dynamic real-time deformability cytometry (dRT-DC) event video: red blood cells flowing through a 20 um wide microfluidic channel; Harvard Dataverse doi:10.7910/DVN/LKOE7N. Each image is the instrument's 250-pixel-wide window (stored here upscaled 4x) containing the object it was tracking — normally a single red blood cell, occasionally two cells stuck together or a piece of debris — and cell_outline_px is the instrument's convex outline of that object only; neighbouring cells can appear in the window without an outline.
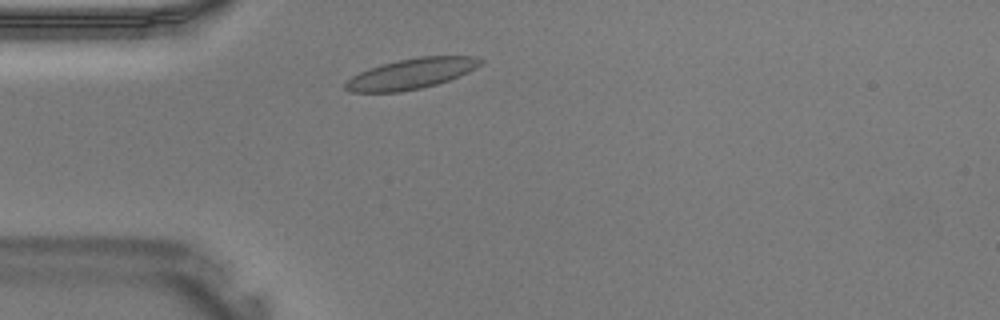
{"species": "Egyptian fruit bat (a non-hibernating species)", "species_latin": "Rousettus aegyptiacus", "temperature_condition": "warm", "stored_images_in_passage": 23, "camera_frame_rate_fps": 3000, "um_per_image_px": 0.085, "animal": {"sex": "male"}, "frame": {"image": 1, "passage_image": 4, "time_ms": 1.0, "image_size_px": [1000, 320], "cell_outline_px": [[484, 60], [476, 68], [468, 72], [448, 80], [436, 84], [420, 88], [400, 92], [348, 92], [344, 88], [344, 84], [352, 76], [368, 68], [380, 64], [420, 56], [476, 56]], "centroid_in_image_um": [34.94, 6.26], "position_along_channel_um": 50.1, "area_um2": 23.93}}
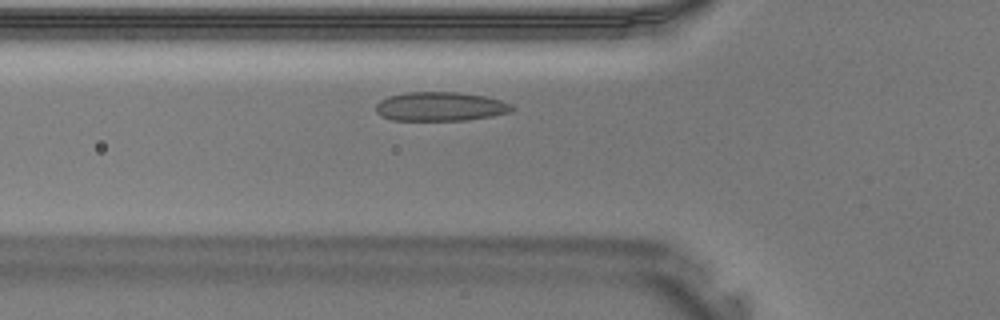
{"frame": {"image": 2, "passage_image": 7, "time_ms": 2.0, "image_size_px": [1000, 320], "cell_outline_px": [[516, 108], [512, 112], [492, 116], [464, 120], [392, 120], [376, 112], [376, 104], [380, 100], [388, 96], [404, 92], [456, 92], [484, 96], [500, 100], [512, 104]], "centroid_in_image_um": [37.45, 9.05], "position_along_channel_um": 88.3, "area_um2": 23.06}}